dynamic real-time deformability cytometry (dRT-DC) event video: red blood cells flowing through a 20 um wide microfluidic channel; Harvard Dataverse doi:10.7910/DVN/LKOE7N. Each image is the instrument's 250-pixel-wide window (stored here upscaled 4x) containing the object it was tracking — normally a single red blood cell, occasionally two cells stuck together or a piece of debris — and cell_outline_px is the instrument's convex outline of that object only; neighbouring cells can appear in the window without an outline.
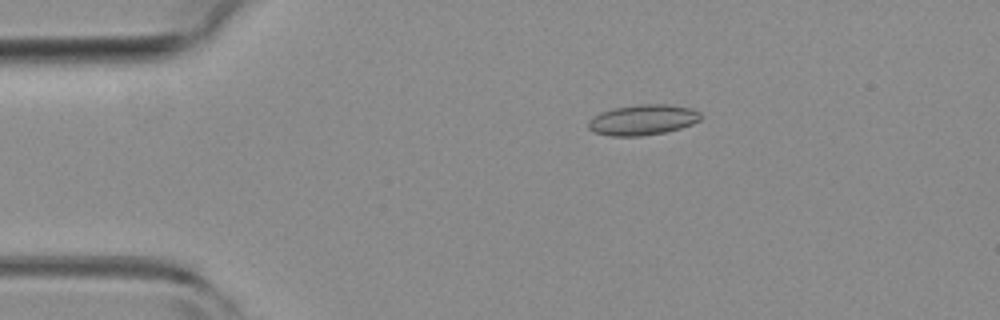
{"species": "common noctule bat (a hibernating species)", "species_latin": "Nyctalus noctula", "temperature_condition": "room temperature", "stored_images_in_passage": 5, "camera_frame_rate_fps": 3000, "um_per_image_px": 0.085, "animal": {"sex": "female", "body_mass_g": 19.3, "forearm_length_mm": 54.1}, "frame": {"image": 1, "passage_image": 3, "time_ms": 0.667, "image_size_px": [1000, 320], "cell_outline_px": [[700, 120], [692, 124], [680, 128], [664, 132], [640, 136], [612, 136], [596, 132], [588, 128], [588, 120], [592, 116], [600, 112], [612, 108], [640, 104], [668, 104], [692, 108], [700, 112]], "centroid_in_image_um": [54.62, 10.17], "position_along_channel_um": 30.4, "area_um2": 20.0}}
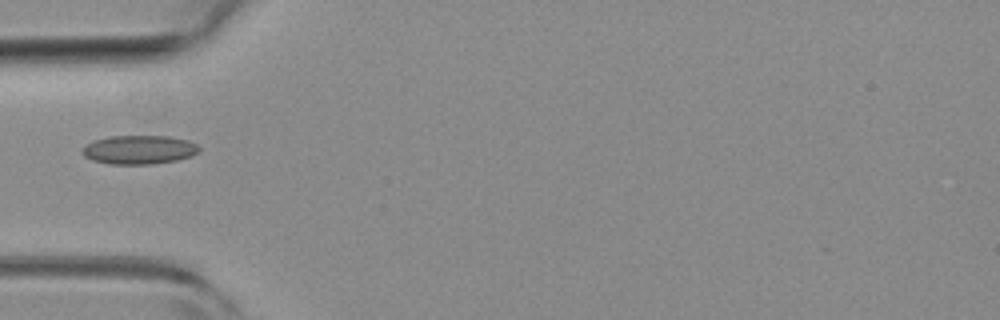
{"frame": {"image": 2, "passage_image": 5, "time_ms": 1.333, "image_size_px": [1000, 320], "cell_outline_px": [[200, 152], [192, 156], [176, 160], [148, 164], [112, 164], [92, 160], [84, 156], [80, 152], [84, 144], [92, 140], [108, 136], [168, 136], [188, 140], [196, 144], [200, 148]], "centroid_in_image_um": [11.79, 12.71], "position_along_channel_um": 73.2, "area_um2": 19.83}}